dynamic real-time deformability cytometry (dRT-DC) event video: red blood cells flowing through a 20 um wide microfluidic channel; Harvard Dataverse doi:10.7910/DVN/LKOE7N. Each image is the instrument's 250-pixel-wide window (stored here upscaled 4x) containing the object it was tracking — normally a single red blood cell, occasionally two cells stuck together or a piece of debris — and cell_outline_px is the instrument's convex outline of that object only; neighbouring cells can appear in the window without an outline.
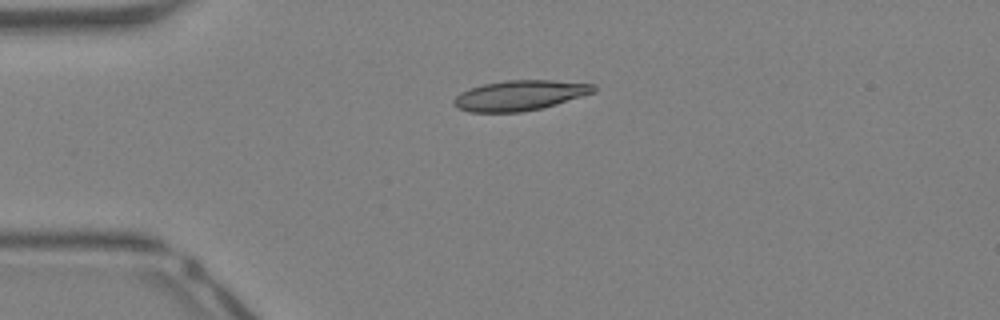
{"species": "Egyptian fruit bat (a non-hibernating species)", "species_latin": "Rousettus aegyptiacus", "temperature_condition": "warm", "stored_images_in_passage": 33, "camera_frame_rate_fps": 3000, "um_per_image_px": 0.085, "animal": {"sex": "female"}, "frame": {"image": 1, "passage_image": 1, "time_ms": 0.0, "image_size_px": [1000, 320], "cell_outline_px": [[596, 92], [556, 104], [540, 108], [520, 112], [468, 112], [456, 108], [452, 104], [452, 100], [460, 92], [484, 84], [508, 80], [552, 80], [596, 84]], "centroid_in_image_um": [44.17, 8.11], "position_along_channel_um": 40.8, "area_um2": 24.62}}
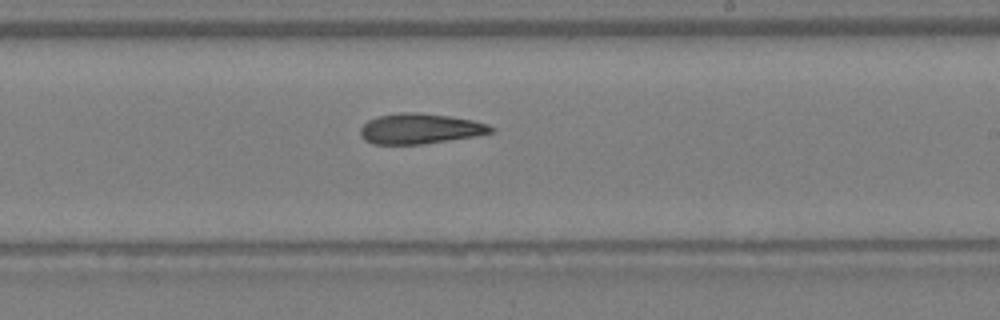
{"frame": {"image": 2, "passage_image": 16, "time_ms": 5.0, "image_size_px": [1000, 320], "cell_outline_px": [[496, 128], [492, 132], [476, 136], [424, 144], [372, 144], [364, 140], [360, 136], [360, 128], [368, 120], [380, 116], [400, 112], [416, 112], [448, 116], [472, 120], [488, 124]], "centroid_in_image_um": [35.7, 10.94], "position_along_channel_um": 253.3, "area_um2": 23.12}}
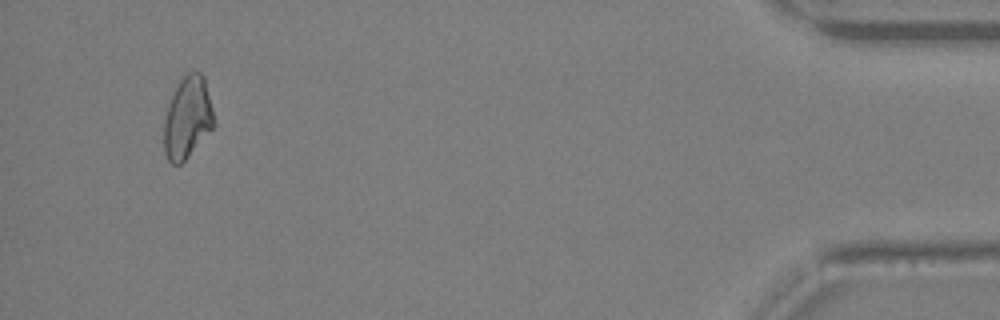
{"frame": {"image": 3, "passage_image": 31, "time_ms": 10.0, "image_size_px": [1000, 320], "cell_outline_px": [[216, 124], [188, 156], [180, 164], [172, 164], [168, 160], [164, 152], [164, 120], [168, 104], [180, 80], [188, 72], [200, 72], [204, 76], [216, 120]], "centroid_in_image_um": [15.95, 10.0], "position_along_channel_um": 419.2, "area_um2": 23.76}}